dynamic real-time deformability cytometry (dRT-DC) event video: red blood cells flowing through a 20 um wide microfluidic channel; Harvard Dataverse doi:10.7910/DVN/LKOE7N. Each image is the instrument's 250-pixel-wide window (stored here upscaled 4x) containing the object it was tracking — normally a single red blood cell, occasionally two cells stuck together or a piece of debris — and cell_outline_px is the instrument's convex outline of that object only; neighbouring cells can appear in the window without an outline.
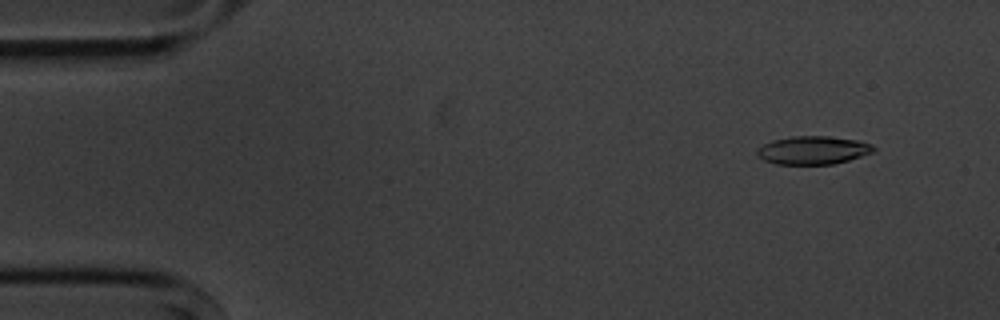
{"species": "common noctule bat (a hibernating species)", "species_latin": "Nyctalus noctula", "temperature_condition": "cold", "stored_images_in_passage": 6, "camera_frame_rate_fps": 3000, "um_per_image_px": 0.085, "animal": {"sex": "male", "body_mass_g": 20.1, "forearm_length_mm": 53.5}, "frame": {"image": 1, "passage_image": 2, "time_ms": 1.333, "image_size_px": [1000, 320], "cell_outline_px": [[876, 148], [872, 152], [848, 160], [832, 164], [776, 164], [764, 160], [756, 156], [756, 148], [772, 140], [792, 136], [828, 136], [856, 140], [872, 144]], "centroid_in_image_um": [69.06, 12.76], "position_along_channel_um": 15.9, "area_um2": 19.13}}
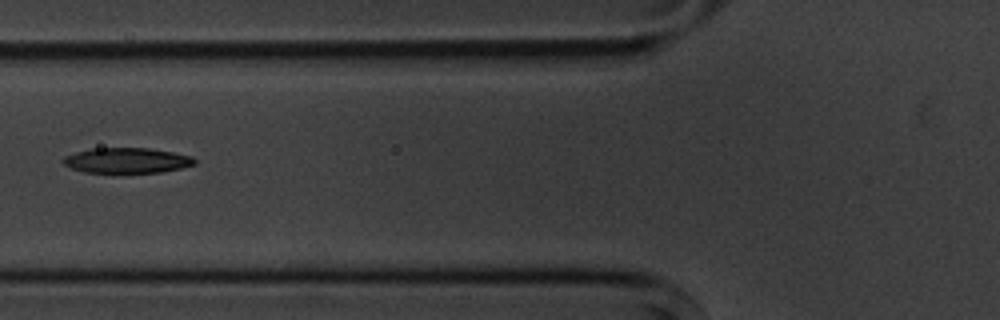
{"frame": {"image": 2, "passage_image": 6, "time_ms": 6.667, "image_size_px": [1000, 320], "cell_outline_px": [[196, 164], [180, 168], [160, 172], [120, 176], [112, 176], [84, 172], [72, 168], [64, 164], [60, 160], [64, 156], [76, 152], [92, 148], [148, 148], [172, 152], [192, 156], [196, 160]], "centroid_in_image_um": [10.73, 13.69], "position_along_channel_um": 115.1, "area_um2": 20.46}}